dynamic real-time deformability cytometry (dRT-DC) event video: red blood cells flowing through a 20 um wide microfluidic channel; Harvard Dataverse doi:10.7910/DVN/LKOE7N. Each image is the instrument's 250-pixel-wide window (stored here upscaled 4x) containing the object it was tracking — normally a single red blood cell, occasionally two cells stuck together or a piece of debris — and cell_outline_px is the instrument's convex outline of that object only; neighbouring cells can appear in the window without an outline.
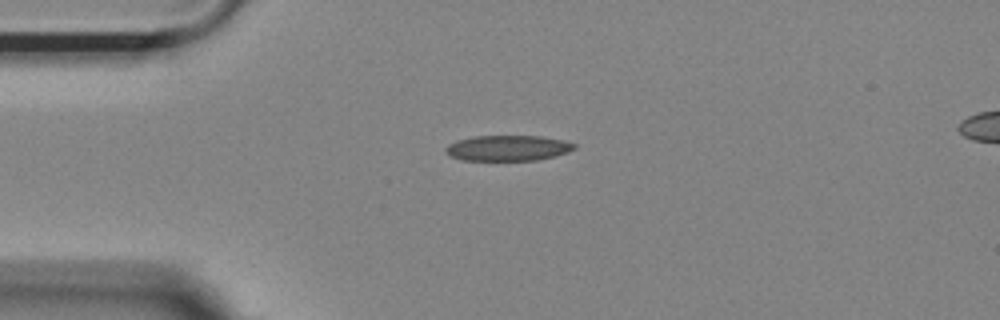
{"species": "Egyptian fruit bat (a non-hibernating species)", "species_latin": "Rousettus aegyptiacus", "temperature_condition": "room temperature", "stored_images_in_passage": 42, "camera_frame_rate_fps": 3000, "um_per_image_px": 0.085, "animal": {"sex": "female"}, "frame": {"image": 1, "passage_image": 1, "time_ms": 0.0, "image_size_px": [1000, 320], "cell_outline_px": [[576, 148], [568, 152], [556, 156], [536, 160], [460, 160], [448, 156], [444, 152], [444, 148], [448, 144], [456, 140], [472, 136], [540, 136], [564, 140], [576, 144]], "centroid_in_image_um": [43.13, 12.58], "position_along_channel_um": 41.9, "area_um2": 19.42}}
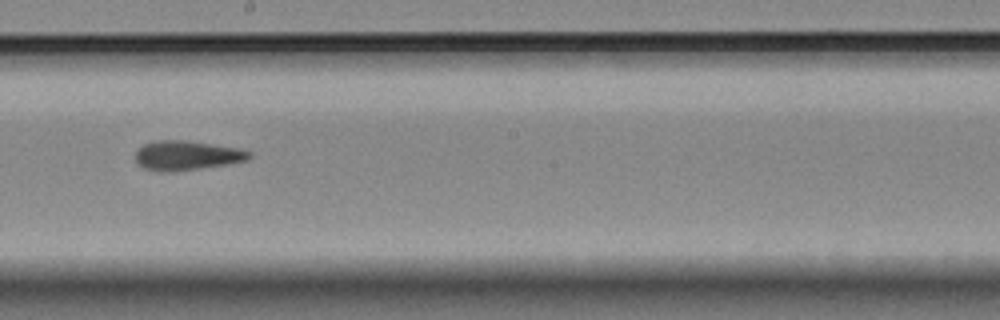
{"frame": {"image": 2, "passage_image": 18, "time_ms": 5.667, "image_size_px": [1000, 320], "cell_outline_px": [[252, 156], [248, 160], [232, 164], [172, 172], [160, 172], [144, 168], [136, 164], [136, 148], [144, 144], [156, 140], [184, 140], [240, 148], [252, 152]], "centroid_in_image_um": [15.89, 13.22], "position_along_channel_um": 232.3, "area_um2": 19.94}}
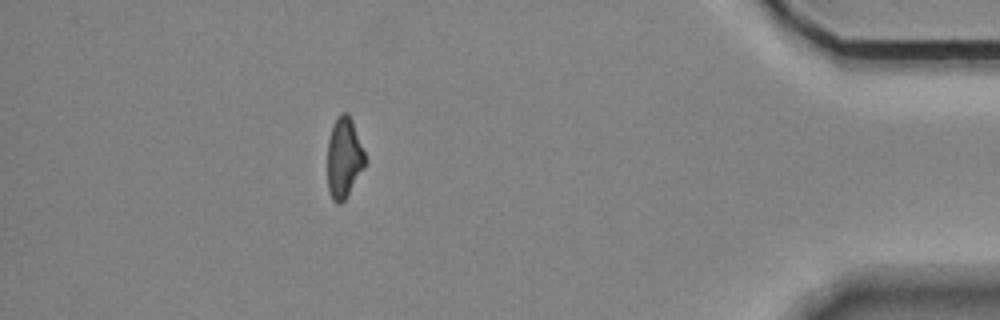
{"frame": {"image": 3, "passage_image": 36, "time_ms": 11.667, "image_size_px": [1000, 320], "cell_outline_px": [[368, 160], [364, 168], [344, 200], [340, 204], [336, 204], [332, 200], [328, 192], [328, 140], [332, 124], [340, 112], [348, 112], [352, 120]], "centroid_in_image_um": [29.24, 13.4], "position_along_channel_um": 406.0, "area_um2": 17.92}, "authors_computed_cell_mechanics": {"area_um2": 19.1896, "velocity_mm_per_s": 3.7111, "shape_relaxation_time_tau1_ms": null, "shape_relaxation_time_tau2_ms": 5.0664, "deformation_change_tau1": null, "deformation_change_tau2": 0.1397}}